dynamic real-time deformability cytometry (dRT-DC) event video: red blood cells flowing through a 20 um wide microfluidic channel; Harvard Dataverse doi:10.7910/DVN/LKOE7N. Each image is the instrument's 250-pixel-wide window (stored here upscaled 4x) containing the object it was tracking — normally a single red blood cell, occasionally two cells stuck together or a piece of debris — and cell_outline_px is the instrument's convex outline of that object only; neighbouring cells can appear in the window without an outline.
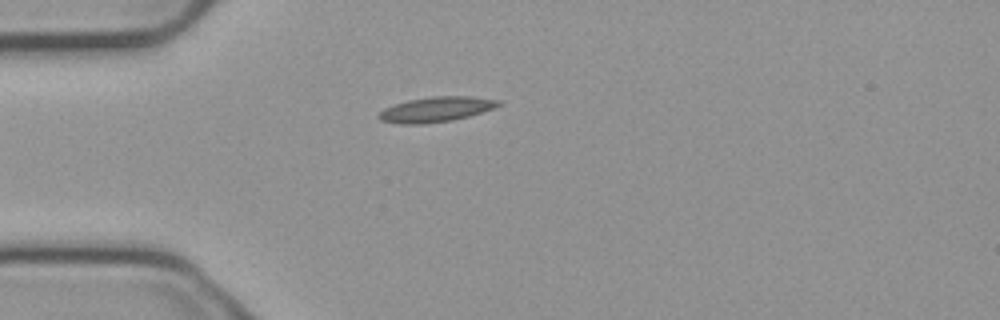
{"species": "common noctule bat (a hibernating species)", "species_latin": "Nyctalus noctula", "temperature_condition": "cold", "stored_images_in_passage": 3, "camera_frame_rate_fps": 3000, "um_per_image_px": 0.085, "animal": {"sex": "male", "body_mass_g": 23.1, "forearm_length_mm": 52.7}, "frame": {"image": 1, "passage_image": 3, "time_ms": 0.667, "image_size_px": [1000, 320], "cell_outline_px": [[500, 104], [492, 108], [468, 116], [452, 120], [424, 124], [400, 124], [380, 120], [376, 116], [384, 108], [408, 100], [432, 96], [472, 96], [500, 100]], "centroid_in_image_um": [37.02, 9.29], "position_along_channel_um": 48.0, "area_um2": 17.34}}